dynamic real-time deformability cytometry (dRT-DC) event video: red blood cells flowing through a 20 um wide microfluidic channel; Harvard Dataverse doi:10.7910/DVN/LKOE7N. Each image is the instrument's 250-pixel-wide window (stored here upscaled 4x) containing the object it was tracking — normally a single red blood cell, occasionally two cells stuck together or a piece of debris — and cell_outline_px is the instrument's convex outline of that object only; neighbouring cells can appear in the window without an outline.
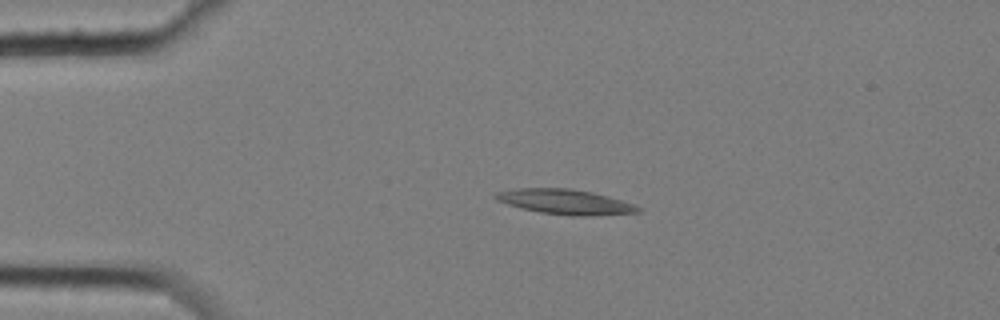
{"species": "common noctule bat (a hibernating species)", "species_latin": "Nyctalus noctula", "temperature_condition": "cold", "stored_images_in_passage": 6, "camera_frame_rate_fps": 3000, "um_per_image_px": 0.085, "animal": {"sex": "female", "body_mass_g": 25.1}, "frame": {"image": 1, "passage_image": 3, "time_ms": 0.667, "image_size_px": [1000, 320], "cell_outline_px": [[644, 208], [640, 212], [580, 216], [572, 216], [540, 212], [520, 208], [496, 200], [492, 196], [496, 192], [520, 188], [568, 188], [592, 192], [608, 196]], "centroid_in_image_um": [48.02, 17.15], "position_along_channel_um": 37.0, "area_um2": 20.58}}